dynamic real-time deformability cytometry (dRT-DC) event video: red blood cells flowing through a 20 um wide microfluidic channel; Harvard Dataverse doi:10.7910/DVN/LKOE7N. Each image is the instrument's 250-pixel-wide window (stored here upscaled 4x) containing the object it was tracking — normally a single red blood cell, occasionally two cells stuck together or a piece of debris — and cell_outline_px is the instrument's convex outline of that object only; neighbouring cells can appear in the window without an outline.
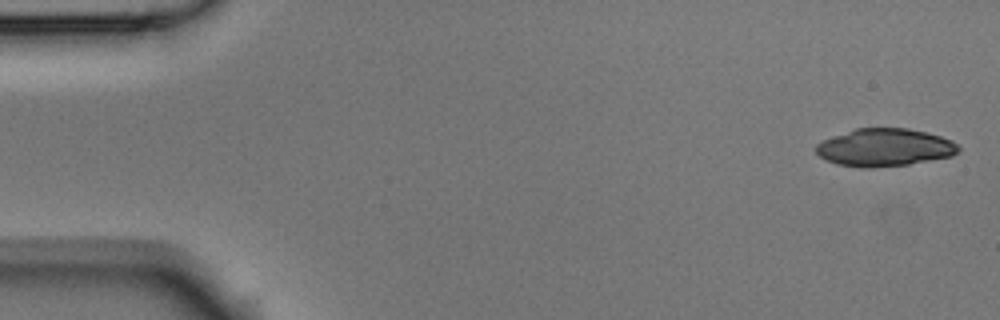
{"species": "Egyptian fruit bat (a non-hibernating species)", "species_latin": "Rousettus aegyptiacus", "temperature_condition": "room temperature", "stored_images_in_passage": 5, "camera_frame_rate_fps": 3000, "um_per_image_px": 0.085, "animal": {"sex": "male"}, "frame": {"image": 1, "passage_image": 1, "time_ms": 0.0, "image_size_px": [1000, 320], "cell_outline_px": [[960, 152], [952, 156], [908, 164], [868, 168], [860, 168], [836, 164], [820, 156], [816, 152], [816, 144], [824, 140], [856, 128], [908, 128], [940, 136], [952, 140], [960, 148]], "centroid_in_image_um": [75.21, 12.54], "position_along_channel_um": 9.8, "area_um2": 31.1}}